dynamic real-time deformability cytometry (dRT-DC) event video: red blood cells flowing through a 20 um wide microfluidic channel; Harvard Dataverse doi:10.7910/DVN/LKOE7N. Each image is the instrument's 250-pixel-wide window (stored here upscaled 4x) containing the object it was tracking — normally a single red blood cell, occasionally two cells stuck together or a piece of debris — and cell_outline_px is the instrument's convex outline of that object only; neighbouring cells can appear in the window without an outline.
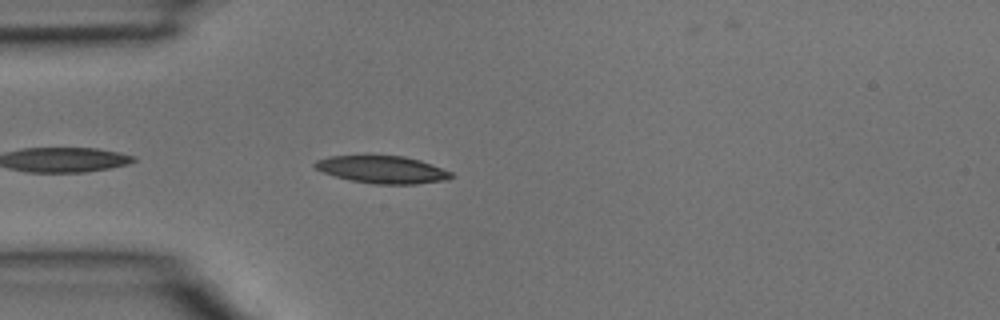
{"species": "common noctule bat (a hibernating species)", "species_latin": "Nyctalus noctula", "temperature_condition": "room temperature", "stored_images_in_passage": 3, "camera_frame_rate_fps": 3000, "um_per_image_px": 0.085, "animal": {"sex": "male", "body_mass_g": 15.6}, "frame": {"image": 1, "passage_image": 3, "time_ms": 0.667, "image_size_px": [1000, 320], "cell_outline_px": [[456, 176], [448, 180], [416, 184], [376, 184], [352, 180], [336, 176], [324, 172], [316, 168], [312, 164], [316, 160], [328, 156], [368, 152], [404, 156], [420, 160], [432, 164], [452, 172]], "centroid_in_image_um": [32.49, 14.35], "position_along_channel_um": 52.5, "area_um2": 22.83}}